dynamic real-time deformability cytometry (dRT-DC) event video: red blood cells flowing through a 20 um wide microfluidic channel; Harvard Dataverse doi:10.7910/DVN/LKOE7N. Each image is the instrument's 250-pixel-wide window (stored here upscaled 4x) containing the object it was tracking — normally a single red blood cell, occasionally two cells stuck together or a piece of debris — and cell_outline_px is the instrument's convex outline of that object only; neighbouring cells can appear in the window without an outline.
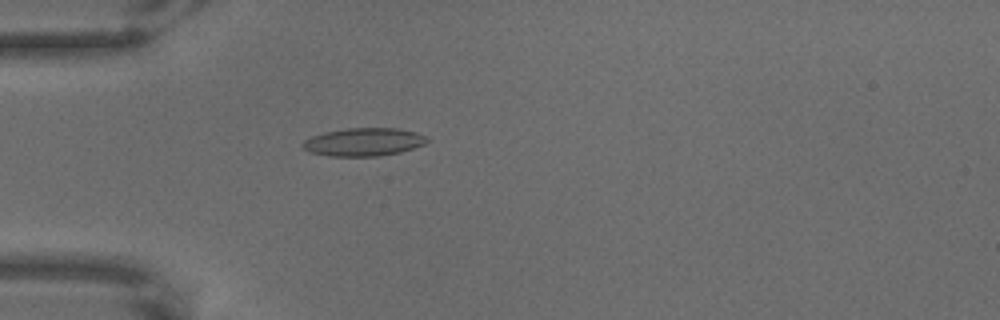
{"species": "common noctule bat (a hibernating species)", "species_latin": "Nyctalus noctula", "temperature_condition": "warm", "stored_images_in_passage": 58, "camera_frame_rate_fps": 3000, "um_per_image_px": 0.085, "animal": {"sex": "male", "body_mass_g": 18.8}, "frame": {"image": 1, "passage_image": 12, "time_ms": 3.667, "image_size_px": [1000, 320], "cell_outline_px": [[428, 140], [424, 144], [400, 152], [380, 156], [328, 156], [308, 152], [300, 144], [304, 140], [312, 136], [324, 132], [344, 128], [400, 128], [416, 132], [424, 136]], "centroid_in_image_um": [30.87, 12.06], "position_along_channel_um": 54.1, "area_um2": 20.4}}
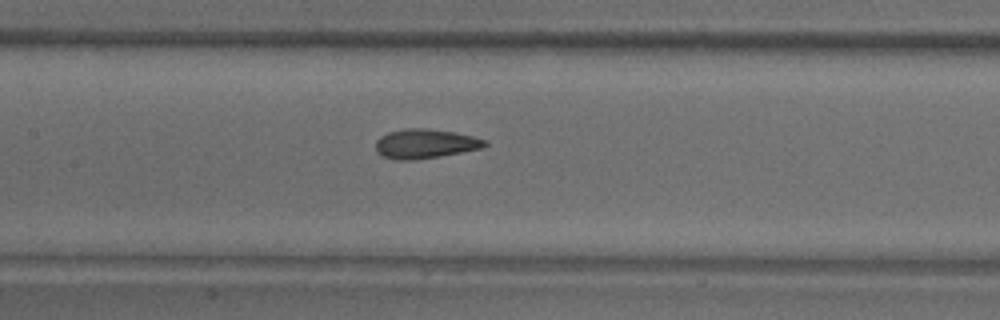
{"frame": {"image": 2, "passage_image": 24, "time_ms": 7.667, "image_size_px": [1000, 320], "cell_outline_px": [[488, 144], [484, 148], [440, 156], [412, 160], [392, 160], [376, 152], [376, 140], [380, 136], [388, 132], [404, 128], [428, 128], [456, 132], [488, 140]], "centroid_in_image_um": [36.15, 12.21], "position_along_channel_um": 171.2, "area_um2": 18.96}}
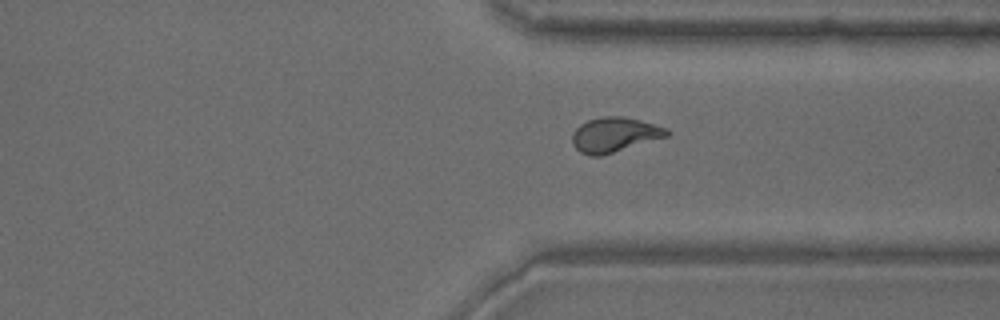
{"frame": {"image": 3, "passage_image": 42, "time_ms": 13.667, "image_size_px": [1000, 320], "cell_outline_px": [[668, 136], [600, 156], [592, 156], [580, 152], [572, 144], [572, 132], [580, 124], [588, 120], [600, 116], [624, 116], [640, 120], [668, 128]], "centroid_in_image_um": [52.2, 11.44], "position_along_channel_um": 359.2, "area_um2": 19.13}}